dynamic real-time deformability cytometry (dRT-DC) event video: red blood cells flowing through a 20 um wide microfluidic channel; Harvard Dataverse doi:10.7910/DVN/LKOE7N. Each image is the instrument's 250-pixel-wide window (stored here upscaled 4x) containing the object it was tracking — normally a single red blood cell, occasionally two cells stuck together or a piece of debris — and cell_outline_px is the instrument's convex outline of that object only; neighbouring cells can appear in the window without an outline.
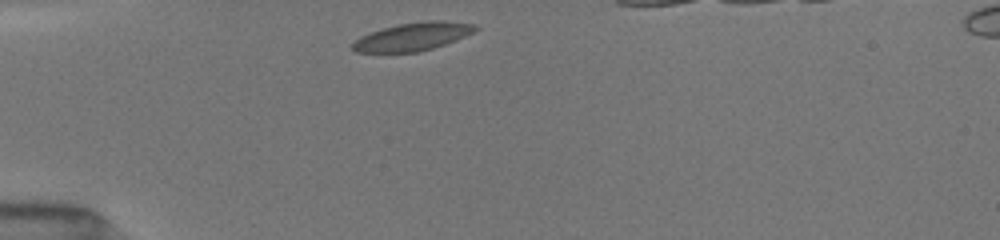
{"species": "common noctule bat (a hibernating species)", "species_latin": "Nyctalus noctula", "temperature_condition": "room temperature", "stored_images_in_passage": 41, "camera_frame_rate_fps": 3000, "um_per_image_px": 0.085, "animal": {"sex": "female", "body_mass_g": 19.5, "forearm_length_mm": 54.1}, "frame": {"image": 1, "passage_image": 1, "time_ms": 0.0, "image_size_px": [1000, 240], "cell_outline_px": [[480, 28], [464, 36], [444, 44], [420, 52], [356, 52], [352, 48], [352, 44], [360, 36], [384, 28], [400, 24], [424, 20], [444, 20], [476, 24]], "centroid_in_image_um": [35.11, 3.1], "position_along_channel_um": 49.9, "area_um2": 19.88}}
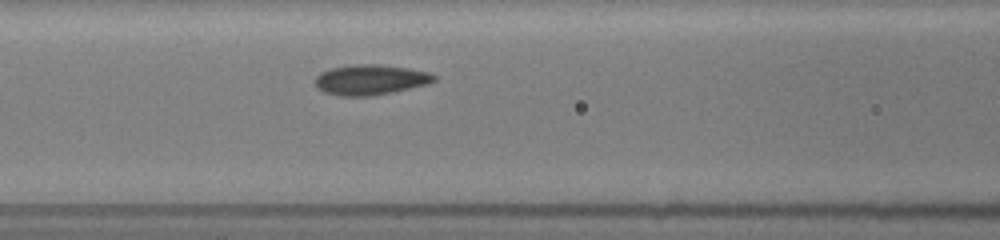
{"frame": {"image": 2, "passage_image": 9, "time_ms": 2.667, "image_size_px": [1000, 240], "cell_outline_px": [[436, 80], [428, 84], [392, 92], [372, 96], [340, 96], [324, 92], [316, 84], [316, 76], [320, 72], [332, 68], [356, 64], [376, 64], [408, 68], [428, 72], [436, 76]], "centroid_in_image_um": [31.5, 6.78], "position_along_channel_um": 135.1, "area_um2": 20.81}}
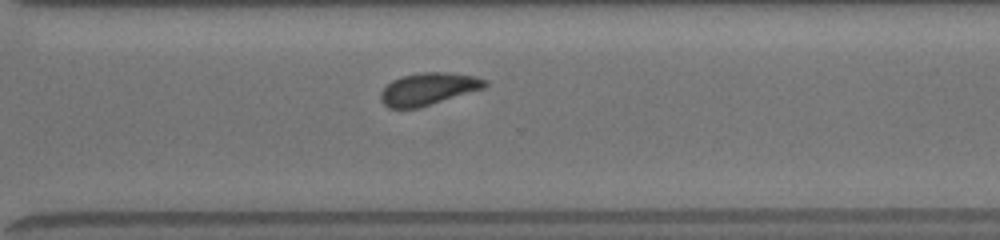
{"frame": {"image": 3, "passage_image": 24, "time_ms": 7.667, "image_size_px": [1000, 240], "cell_outline_px": [[488, 84], [484, 88], [420, 108], [388, 108], [380, 100], [380, 92], [392, 80], [400, 76], [420, 72], [448, 72], [476, 76], [488, 80]], "centroid_in_image_um": [36.41, 7.55], "position_along_channel_um": 334.2, "area_um2": 19.83}}